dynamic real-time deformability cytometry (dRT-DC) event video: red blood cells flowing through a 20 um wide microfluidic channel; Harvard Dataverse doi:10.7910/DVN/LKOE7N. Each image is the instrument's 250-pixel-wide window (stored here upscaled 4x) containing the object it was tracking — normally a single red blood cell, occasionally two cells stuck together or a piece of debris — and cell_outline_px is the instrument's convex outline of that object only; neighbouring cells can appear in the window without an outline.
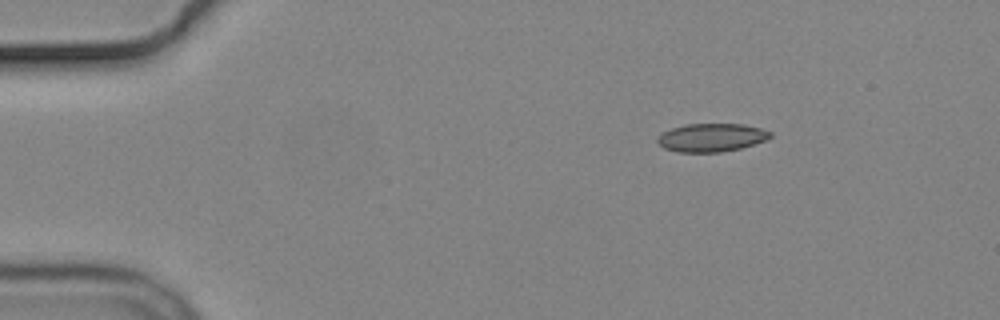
{"species": "common noctule bat (a hibernating species)", "species_latin": "Nyctalus noctula", "temperature_condition": "cold", "stored_images_in_passage": 2, "camera_frame_rate_fps": 3000, "um_per_image_px": 0.085, "animal": {"sex": "male", "body_mass_g": 19.2, "forearm_length_mm": 51.8}, "frame": {"image": 1, "passage_image": 2, "time_ms": 1.333, "image_size_px": [1000, 320], "cell_outline_px": [[772, 136], [768, 140], [740, 148], [720, 152], [676, 152], [664, 148], [656, 140], [664, 132], [672, 128], [684, 124], [744, 124], [760, 128], [772, 132]], "centroid_in_image_um": [60.51, 11.69], "position_along_channel_um": 24.5, "area_um2": 18.55}}